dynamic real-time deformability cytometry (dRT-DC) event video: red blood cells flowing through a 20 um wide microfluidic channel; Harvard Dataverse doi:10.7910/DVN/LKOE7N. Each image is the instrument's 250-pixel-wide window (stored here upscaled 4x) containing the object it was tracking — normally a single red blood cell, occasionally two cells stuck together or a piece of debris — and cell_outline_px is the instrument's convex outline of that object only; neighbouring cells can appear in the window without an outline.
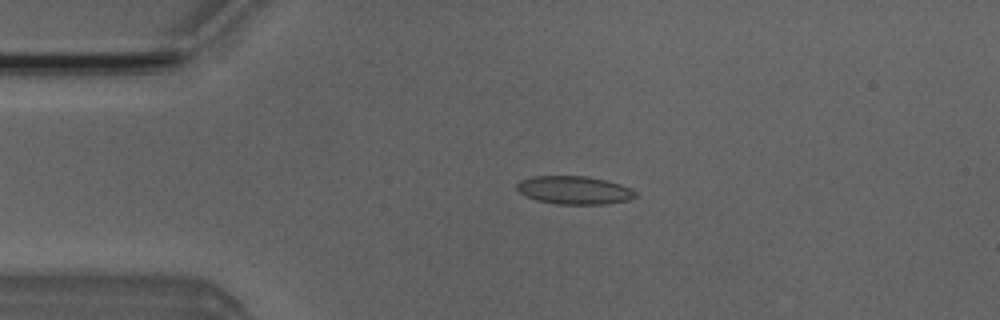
{"species": "Egyptian fruit bat (a non-hibernating species)", "species_latin": "Rousettus aegyptiacus", "temperature_condition": "room temperature", "stored_images_in_passage": 6, "camera_frame_rate_fps": 3000, "um_per_image_px": 0.085, "animal": {"sex": "male"}, "frame": {"image": 1, "passage_image": 4, "time_ms": 3.333, "image_size_px": [1000, 320], "cell_outline_px": [[636, 196], [632, 200], [604, 204], [560, 204], [536, 200], [524, 196], [516, 188], [516, 184], [520, 180], [532, 176], [588, 176], [620, 184], [632, 188], [636, 192]], "centroid_in_image_um": [48.82, 16.16], "position_along_channel_um": 36.2, "area_um2": 19.59}}